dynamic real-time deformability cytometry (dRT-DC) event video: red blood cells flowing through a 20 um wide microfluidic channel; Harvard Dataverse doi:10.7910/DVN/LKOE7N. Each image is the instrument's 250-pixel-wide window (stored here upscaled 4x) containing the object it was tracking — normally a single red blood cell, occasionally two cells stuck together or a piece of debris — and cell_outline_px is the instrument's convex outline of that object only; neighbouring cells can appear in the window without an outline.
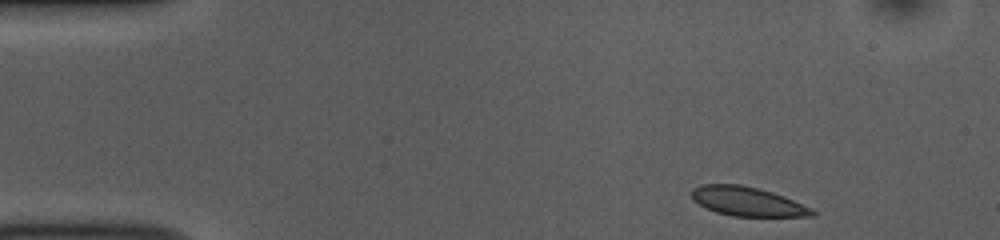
{"species": "common noctule bat (a hibernating species)", "species_latin": "Nyctalus noctula", "temperature_condition": "room temperature", "stored_images_in_passage": 47, "camera_frame_rate_fps": 3000, "um_per_image_px": 0.085, "animal": {"sex": "female", "body_mass_g": 10.0, "forearm_length_mm": 53.1}, "frame": {"image": 1, "passage_image": 1, "time_ms": 0.0, "image_size_px": [1000, 240], "cell_outline_px": [[816, 216], [732, 216], [716, 212], [692, 200], [692, 188], [700, 184], [740, 184], [772, 192], [784, 196], [812, 208], [816, 212]], "centroid_in_image_um": [63.53, 17.12], "position_along_channel_um": 21.5, "area_um2": 20.4}}
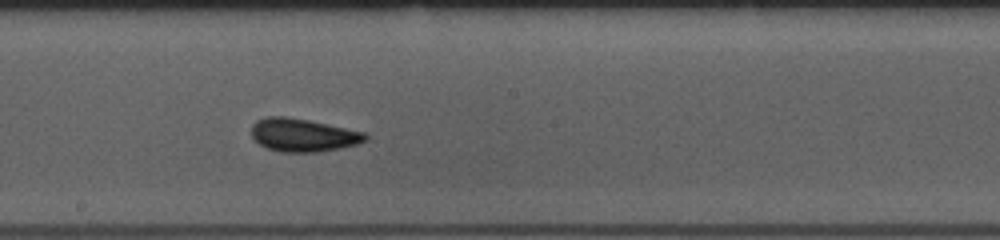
{"frame": {"image": 2, "passage_image": 23, "time_ms": 7.333, "image_size_px": [1000, 240], "cell_outline_px": [[368, 140], [356, 144], [340, 148], [316, 152], [280, 152], [268, 148], [260, 144], [252, 136], [252, 124], [256, 120], [268, 116], [284, 116], [308, 120], [364, 132], [368, 136]], "centroid_in_image_um": [25.75, 11.48], "position_along_channel_um": 222.5, "area_um2": 21.79}}
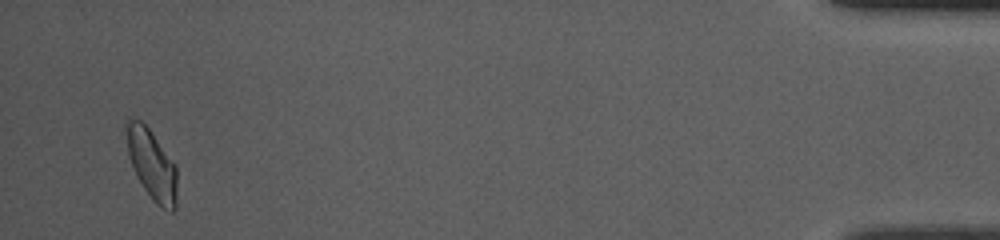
{"frame": {"image": 3, "passage_image": 45, "time_ms": 14.667, "image_size_px": [1000, 240], "cell_outline_px": [[176, 208], [172, 212], [160, 208], [152, 200], [136, 176], [128, 152], [124, 128], [124, 120], [128, 116], [140, 120], [148, 128], [176, 164]], "centroid_in_image_um": [12.88, 13.95], "position_along_channel_um": 422.3, "area_um2": 20.98}, "authors_computed_cell_mechanics": {"area_um2": 20.6346, "velocity_mm_per_s": 3.8099, "shape_relaxation_time_tau1_ms": 4.2991, "shape_relaxation_time_tau2_ms": 2.2387, "deformation_change_tau1": 0.1078, "deformation_change_tau2": 0.0499}}